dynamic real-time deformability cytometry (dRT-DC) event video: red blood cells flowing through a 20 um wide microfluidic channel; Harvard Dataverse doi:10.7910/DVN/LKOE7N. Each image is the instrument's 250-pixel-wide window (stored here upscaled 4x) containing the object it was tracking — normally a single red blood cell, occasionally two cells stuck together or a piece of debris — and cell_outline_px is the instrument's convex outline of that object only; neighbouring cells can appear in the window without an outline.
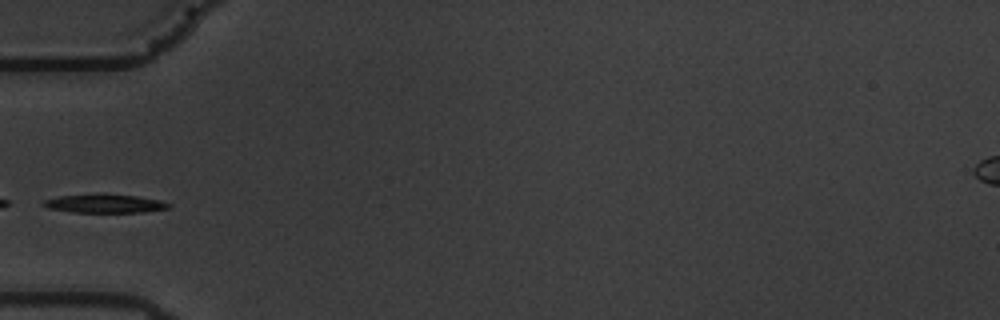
{"species": "common noctule bat (a hibernating species)", "species_latin": "Nyctalus noctula", "temperature_condition": "warm", "stored_images_in_passage": 38, "camera_frame_rate_fps": 3000, "um_per_image_px": 0.085, "animal": {"sex": "male", "body_mass_g": 19.5, "forearm_length_mm": 54.6}, "frame": {"image": 1, "passage_image": 1, "time_ms": 0.0, "image_size_px": [1000, 320], "cell_outline_px": [[172, 204], [168, 208], [144, 212], [72, 212], [48, 208], [40, 204], [40, 200], [60, 196], [136, 196], [160, 200]], "centroid_in_image_um": [8.87, 17.34], "position_along_channel_um": 76.1, "area_um2": 12.89}}